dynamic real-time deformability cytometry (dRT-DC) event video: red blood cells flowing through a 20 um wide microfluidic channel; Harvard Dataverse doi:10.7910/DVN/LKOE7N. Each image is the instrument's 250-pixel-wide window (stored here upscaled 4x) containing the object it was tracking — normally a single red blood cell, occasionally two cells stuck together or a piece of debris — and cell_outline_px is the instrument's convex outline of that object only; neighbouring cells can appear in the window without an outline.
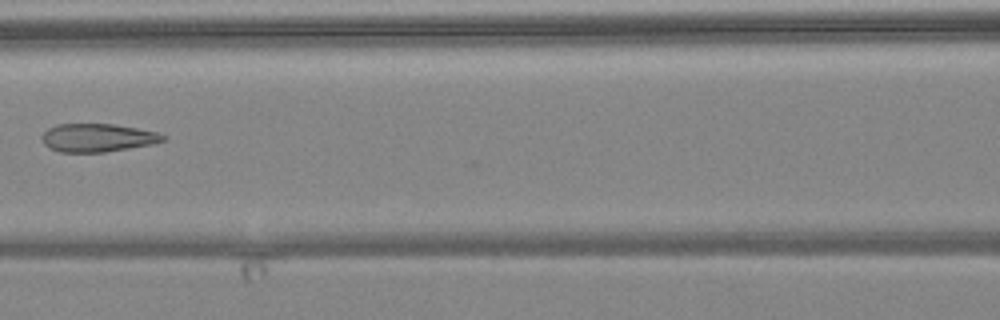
{"species": "common noctule bat (a hibernating species)", "species_latin": "Nyctalus noctula", "temperature_condition": "warm", "stored_images_in_passage": 6, "camera_frame_rate_fps": 3000, "um_per_image_px": 0.085, "animal": {"sex": "female", "body_mass_g": 24.6, "forearm_length_mm": 56.2}, "frame": {"image": 1, "passage_image": 5, "time_ms": 5.0, "image_size_px": [1000, 320], "cell_outline_px": [[168, 140], [152, 144], [104, 152], [60, 152], [48, 148], [44, 144], [40, 136], [48, 128], [56, 124], [112, 124], [136, 128], [156, 132], [164, 136]], "centroid_in_image_um": [8.25, 11.71], "position_along_channel_um": 158.4, "area_um2": 19.88}}
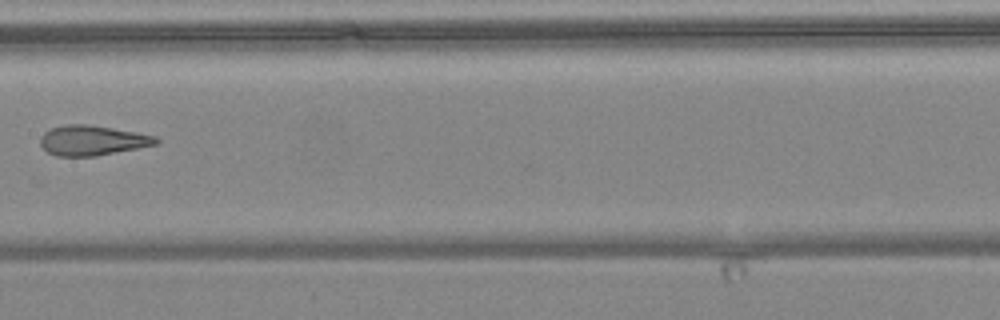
{"frame": {"image": 2, "passage_image": 6, "time_ms": 6.0, "image_size_px": [1000, 320], "cell_outline_px": [[160, 140], [156, 144], [96, 156], [56, 156], [48, 152], [40, 144], [40, 136], [44, 132], [52, 128], [64, 124], [88, 124], [136, 132], [156, 136]], "centroid_in_image_um": [7.82, 11.93], "position_along_channel_um": 199.6, "area_um2": 20.11}}